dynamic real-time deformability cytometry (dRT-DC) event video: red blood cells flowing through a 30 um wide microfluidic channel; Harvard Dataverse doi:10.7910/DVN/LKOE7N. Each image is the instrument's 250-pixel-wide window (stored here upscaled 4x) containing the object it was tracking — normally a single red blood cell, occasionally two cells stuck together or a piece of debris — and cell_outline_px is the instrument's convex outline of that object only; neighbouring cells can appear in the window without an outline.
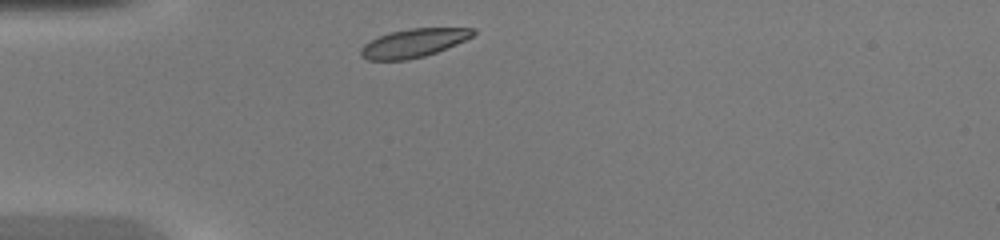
{"species": "common noctule bat (a hibernating species)", "species_latin": "Nyctalus noctula", "temperature_condition": "warm", "stored_images_in_passage": 29, "camera_frame_rate_fps": 3000, "um_per_image_px": 0.085, "animal": {"sex": "female", "body_mass_g": 20.0, "forearm_length_mm": 54.0}, "frame": {"image": 1, "passage_image": 1, "time_ms": 0.0, "image_size_px": [1000, 240], "cell_outline_px": [[476, 32], [472, 36], [456, 44], [436, 52], [424, 56], [408, 60], [368, 60], [360, 56], [360, 48], [364, 44], [380, 36], [392, 32], [412, 28], [476, 28]], "centroid_in_image_um": [35.14, 3.66], "position_along_channel_um": 49.9, "area_um2": 18.44}}
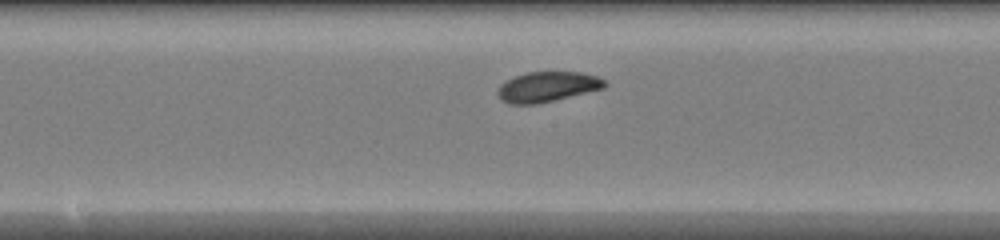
{"frame": {"image": 2, "passage_image": 13, "time_ms": 4.0, "image_size_px": [1000, 240], "cell_outline_px": [[608, 84], [604, 88], [536, 104], [508, 104], [500, 100], [496, 92], [500, 84], [516, 76], [528, 72], [584, 72], [596, 76], [604, 80]], "centroid_in_image_um": [46.5, 7.38], "position_along_channel_um": 201.7, "area_um2": 18.73}}
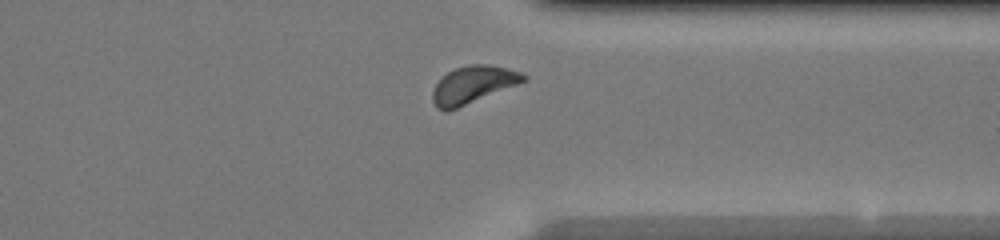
{"frame": {"image": 3, "passage_image": 25, "time_ms": 8.0, "image_size_px": [1000, 240], "cell_outline_px": [[528, 76], [524, 80], [516, 84], [448, 112], [444, 112], [436, 108], [432, 100], [432, 92], [436, 84], [448, 72], [456, 68], [468, 64], [488, 64], [520, 72]], "centroid_in_image_um": [40.14, 7.22], "position_along_channel_um": 371.3, "area_um2": 19.42}, "authors_computed_cell_mechanics": {"area_um2": 18.7272, "velocity_mm_per_s": 4.2562, "shape_relaxation_time_tau1_ms": 4.0226, "shape_relaxation_time_tau2_ms": null, "deformation_change_tau1": 0.1019, "deformation_change_tau2": null}}